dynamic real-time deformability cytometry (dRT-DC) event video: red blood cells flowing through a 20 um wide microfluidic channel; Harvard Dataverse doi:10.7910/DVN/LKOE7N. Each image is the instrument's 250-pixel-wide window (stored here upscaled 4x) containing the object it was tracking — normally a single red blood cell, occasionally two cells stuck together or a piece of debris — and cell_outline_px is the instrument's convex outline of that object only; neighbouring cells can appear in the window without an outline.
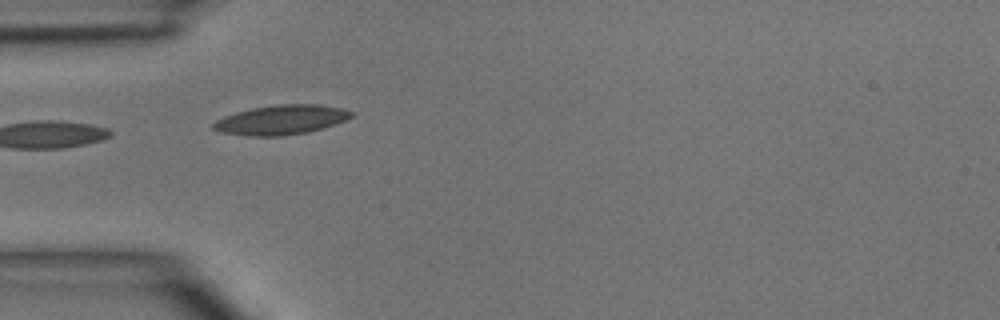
{"species": "common noctule bat (a hibernating species)", "species_latin": "Nyctalus noctula", "temperature_condition": "room temperature", "stored_images_in_passage": 7, "camera_frame_rate_fps": 3000, "um_per_image_px": 0.085, "animal": {"sex": "male", "body_mass_g": 15.6}, "frame": {"image": 1, "passage_image": 4, "time_ms": 4.333, "image_size_px": [1000, 320], "cell_outline_px": [[352, 116], [336, 124], [324, 128], [308, 132], [280, 136], [248, 136], [220, 132], [212, 128], [212, 124], [216, 120], [224, 116], [236, 112], [252, 108], [276, 104], [320, 104], [340, 108], [352, 112]], "centroid_in_image_um": [23.87, 10.19], "position_along_channel_um": 61.1, "area_um2": 23.76}}